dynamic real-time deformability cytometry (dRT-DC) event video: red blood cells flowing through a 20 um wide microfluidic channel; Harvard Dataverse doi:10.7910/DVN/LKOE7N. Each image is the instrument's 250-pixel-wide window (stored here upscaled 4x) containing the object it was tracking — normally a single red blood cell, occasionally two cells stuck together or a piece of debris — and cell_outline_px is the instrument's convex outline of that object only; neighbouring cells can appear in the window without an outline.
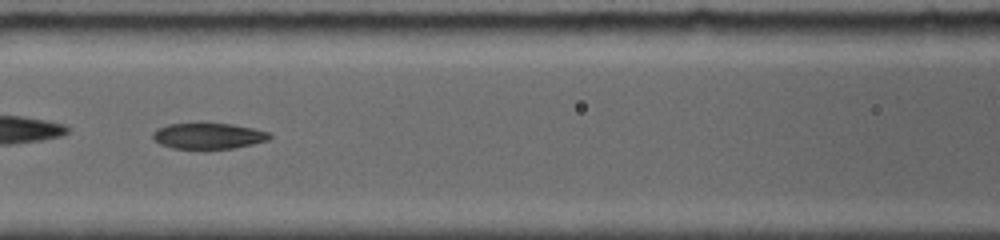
{"species": "common noctule bat (a hibernating species)", "species_latin": "Nyctalus noctula", "temperature_condition": "room temperature", "stored_images_in_passage": 6, "camera_frame_rate_fps": 5000, "um_per_image_px": 0.085, "animal": {"sex": "female", "body_mass_g": 19.0, "forearm_length_mm": 56.7}, "frame": {"image": 1, "passage_image": 3, "time_ms": 2.4, "image_size_px": [1000, 240], "cell_outline_px": [[272, 136], [268, 140], [252, 144], [232, 148], [172, 148], [160, 144], [152, 140], [152, 132], [156, 128], [168, 124], [196, 120], [200, 120], [232, 124], [252, 128], [268, 132]], "centroid_in_image_um": [17.62, 11.49], "position_along_channel_um": 149.0, "area_um2": 18.38}}
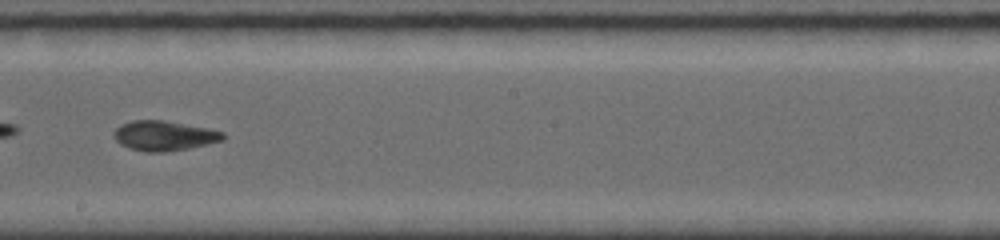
{"frame": {"image": 2, "passage_image": 5, "time_ms": 4.6, "image_size_px": [1000, 240], "cell_outline_px": [[224, 140], [188, 148], [164, 152], [148, 152], [128, 148], [120, 144], [112, 136], [112, 132], [120, 124], [132, 120], [164, 120], [208, 128], [224, 132]], "centroid_in_image_um": [13.9, 11.53], "position_along_channel_um": 234.3, "area_um2": 19.07}}
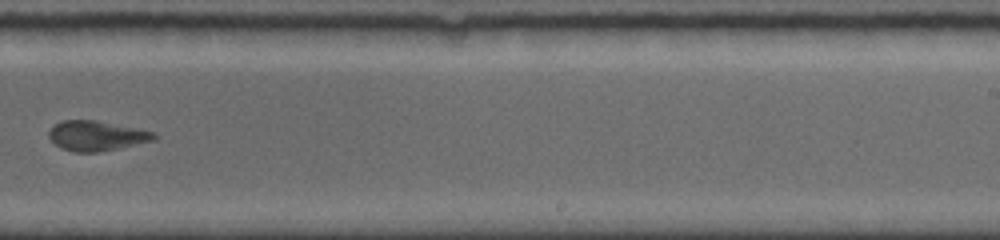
{"frame": {"image": 3, "passage_image": 6, "time_ms": 5.8, "image_size_px": [1000, 240], "cell_outline_px": [[156, 140], [96, 152], [76, 152], [60, 148], [48, 136], [48, 132], [56, 124], [64, 120], [96, 120], [152, 132], [156, 136]], "centroid_in_image_um": [8.17, 11.54], "position_along_channel_um": 280.8, "area_um2": 17.86}}